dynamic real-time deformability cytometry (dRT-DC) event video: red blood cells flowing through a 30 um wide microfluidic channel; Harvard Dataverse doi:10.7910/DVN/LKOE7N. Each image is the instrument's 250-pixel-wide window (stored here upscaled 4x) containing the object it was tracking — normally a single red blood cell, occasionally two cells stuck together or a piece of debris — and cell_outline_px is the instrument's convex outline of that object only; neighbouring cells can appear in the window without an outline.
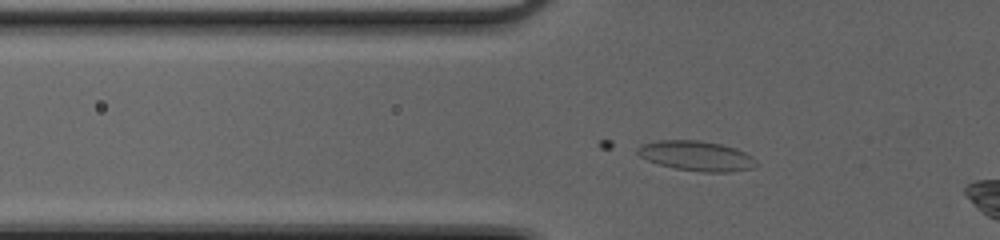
{"species": "common noctule bat (a hibernating species)", "species_latin": "Nyctalus noctula", "temperature_condition": "cold", "stored_images_in_passage": 41, "camera_frame_rate_fps": 3000, "um_per_image_px": 0.085, "animal": {"sex": "female", "body_mass_g": 20.0, "forearm_length_mm": 54.0}, "frame": {"image": 1, "passage_image": 9, "time_ms": 2.667, "image_size_px": [1000, 240], "cell_outline_px": [[760, 164], [756, 168], [728, 172], [700, 172], [676, 168], [660, 164], [648, 160], [640, 156], [636, 152], [636, 148], [640, 144], [660, 140], [700, 140], [720, 144], [736, 148], [752, 156]], "centroid_in_image_um": [59.24, 13.25], "position_along_channel_um": 66.6, "area_um2": 20.87}}
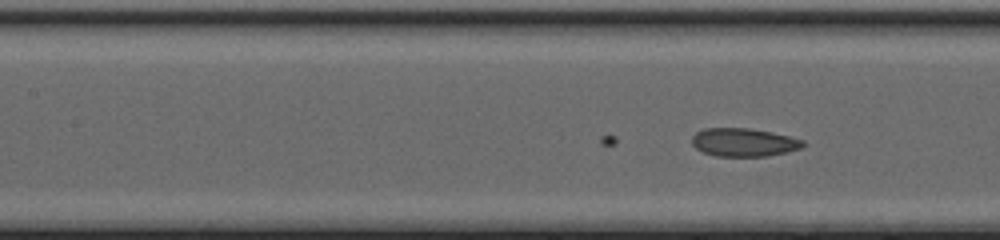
{"frame": {"image": 2, "passage_image": 15, "time_ms": 4.667, "image_size_px": [1000, 240], "cell_outline_px": [[804, 144], [800, 148], [768, 156], [716, 156], [704, 152], [696, 148], [692, 144], [692, 136], [696, 132], [704, 128], [748, 128], [772, 132], [804, 140]], "centroid_in_image_um": [63.19, 12.09], "position_along_channel_um": 144.2, "area_um2": 18.15}}
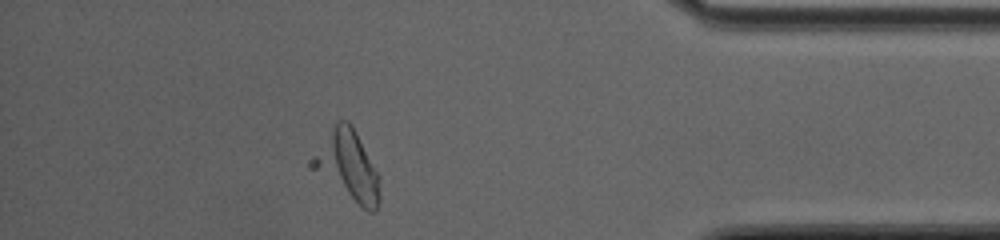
{"frame": {"image": 3, "passage_image": 36, "time_ms": 11.667, "image_size_px": [1000, 240], "cell_outline_px": [[380, 200], [376, 212], [368, 212], [308, 168], [308, 160], [336, 120], [348, 120], [352, 124], [380, 176]], "centroid_in_image_um": [29.53, 14.09], "position_along_channel_um": 405.7, "area_um2": 27.98}}